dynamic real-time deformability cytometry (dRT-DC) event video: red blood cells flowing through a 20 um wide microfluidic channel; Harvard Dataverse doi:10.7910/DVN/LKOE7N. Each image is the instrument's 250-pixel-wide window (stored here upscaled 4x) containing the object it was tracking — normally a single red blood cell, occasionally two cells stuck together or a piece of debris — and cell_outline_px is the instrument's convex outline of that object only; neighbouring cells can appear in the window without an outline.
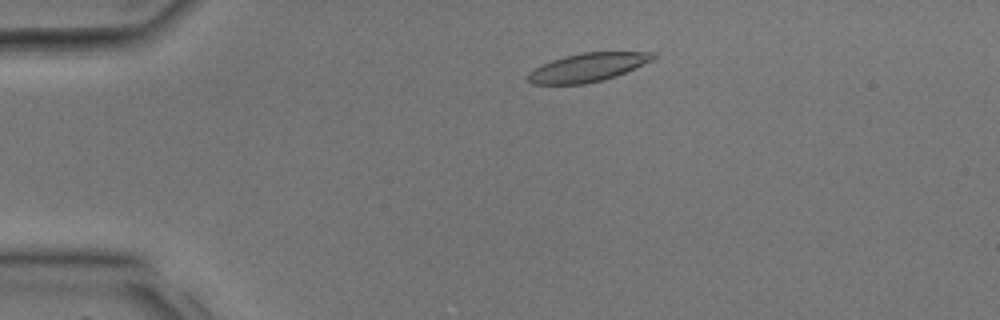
{"species": "common noctule bat (a hibernating species)", "species_latin": "Nyctalus noctula", "temperature_condition": "room temperature", "stored_images_in_passage": 33, "camera_frame_rate_fps": 3000, "um_per_image_px": 0.085, "animal": {"sex": "male", "body_mass_g": 17.9, "forearm_length_mm": 54.2}, "frame": {"image": 1, "passage_image": 5, "time_ms": 1.333, "image_size_px": [1000, 320], "cell_outline_px": [[656, 60], [616, 76], [584, 84], [532, 84], [528, 80], [528, 72], [552, 60], [564, 56], [584, 52], [656, 52]], "centroid_in_image_um": [50.02, 5.72], "position_along_channel_um": 35.0, "area_um2": 20.75}}
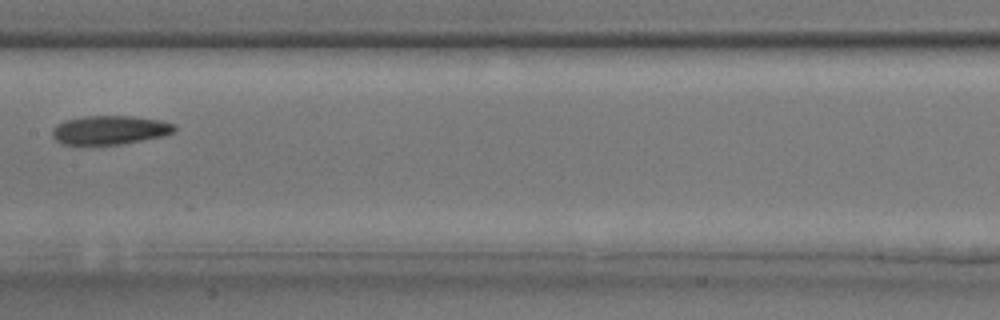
{"frame": {"image": 2, "passage_image": 16, "time_ms": 5.0, "image_size_px": [1000, 320], "cell_outline_px": [[176, 132], [160, 136], [120, 144], [60, 144], [52, 136], [52, 128], [56, 124], [64, 120], [84, 116], [132, 116], [160, 120], [172, 124], [176, 128]], "centroid_in_image_um": [9.28, 11.04], "position_along_channel_um": 198.1, "area_um2": 20.4}}
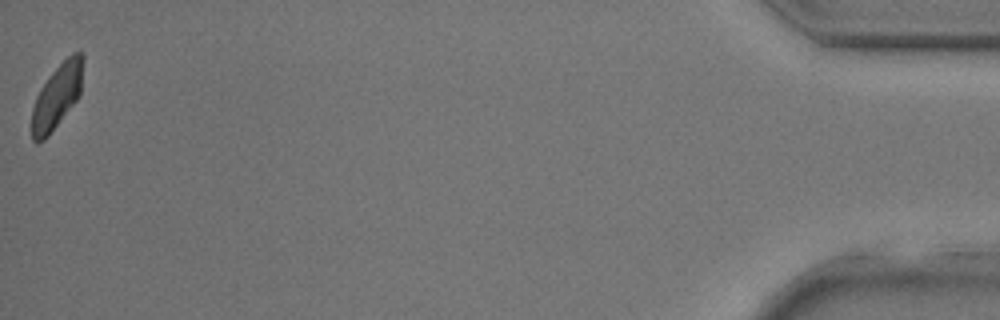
{"frame": {"image": 3, "passage_image": 33, "time_ms": 10.667, "image_size_px": [1000, 320], "cell_outline_px": [[84, 60], [80, 96], [48, 136], [44, 140], [32, 140], [32, 108], [36, 96], [40, 88], [48, 76], [72, 52], [80, 52], [84, 56]], "centroid_in_image_um": [4.86, 8.14], "position_along_channel_um": 430.3, "area_um2": 19.19}}